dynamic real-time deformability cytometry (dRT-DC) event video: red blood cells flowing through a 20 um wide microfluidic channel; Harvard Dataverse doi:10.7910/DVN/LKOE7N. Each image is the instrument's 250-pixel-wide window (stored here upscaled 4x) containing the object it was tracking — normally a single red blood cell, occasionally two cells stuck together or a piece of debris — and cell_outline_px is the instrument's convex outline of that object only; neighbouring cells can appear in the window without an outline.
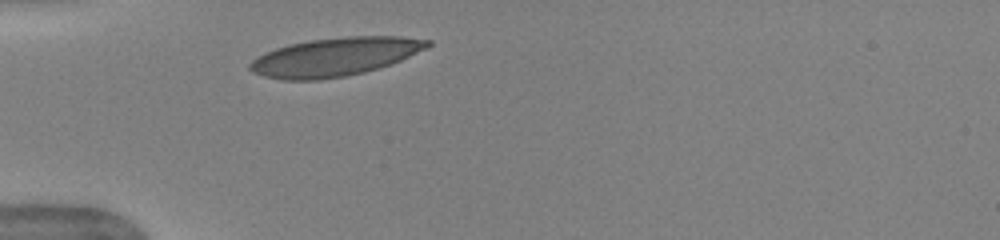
{"species": "human", "species_latin": "Homo sapiens", "temperature_condition": "warm", "stored_images_in_passage": 29, "camera_frame_rate_fps": 3000, "um_per_image_px": 0.085, "donor": {"sex": "female"}, "frame": {"image": 1, "passage_image": 1, "time_ms": 0.0, "image_size_px": [1000, 240], "cell_outline_px": [[432, 44], [428, 48], [400, 60], [380, 68], [364, 72], [344, 76], [316, 80], [284, 80], [264, 76], [252, 72], [248, 68], [248, 64], [252, 60], [276, 48], [288, 44], [308, 40], [348, 36], [400, 36], [432, 40]], "centroid_in_image_um": [28.49, 4.82], "position_along_channel_um": 56.5, "area_um2": 39.77}}
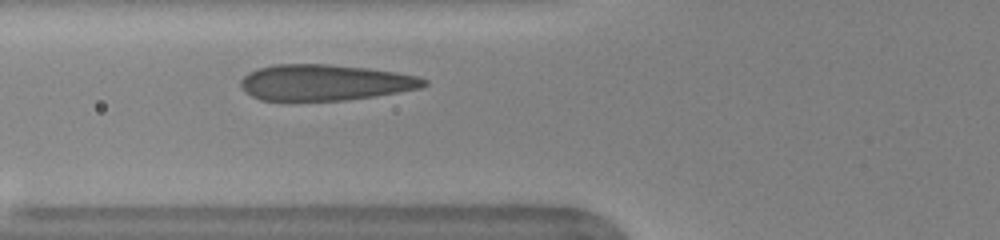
{"frame": {"image": 2, "passage_image": 5, "time_ms": 1.333, "image_size_px": [1000, 240], "cell_outline_px": [[428, 84], [420, 88], [372, 96], [344, 100], [260, 100], [244, 92], [240, 88], [240, 80], [248, 72], [272, 64], [328, 64], [368, 68], [396, 72], [416, 76], [428, 80]], "centroid_in_image_um": [27.57, 7.0], "position_along_channel_um": 98.2, "area_um2": 38.32}}
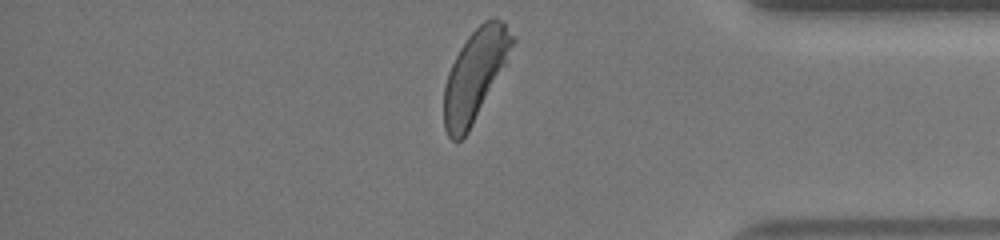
{"frame": {"image": 3, "passage_image": 29, "time_ms": 9.333, "image_size_px": [1000, 240], "cell_outline_px": [[516, 40], [508, 64], [468, 132], [460, 140], [452, 140], [448, 136], [444, 128], [444, 84], [448, 72], [460, 48], [468, 36], [484, 20], [504, 20], [516, 36]], "centroid_in_image_um": [40.43, 6.36], "position_along_channel_um": 394.8, "area_um2": 36.65}, "authors_computed_cell_mechanics": {"area_um2": 38.3792, "velocity_mm_per_s": 3.9221, "shape_relaxation_time_tau1_ms": 2.2271, "shape_relaxation_time_tau2_ms": null, "deformation_change_tau1": 0.1471, "deformation_change_tau2": null}}